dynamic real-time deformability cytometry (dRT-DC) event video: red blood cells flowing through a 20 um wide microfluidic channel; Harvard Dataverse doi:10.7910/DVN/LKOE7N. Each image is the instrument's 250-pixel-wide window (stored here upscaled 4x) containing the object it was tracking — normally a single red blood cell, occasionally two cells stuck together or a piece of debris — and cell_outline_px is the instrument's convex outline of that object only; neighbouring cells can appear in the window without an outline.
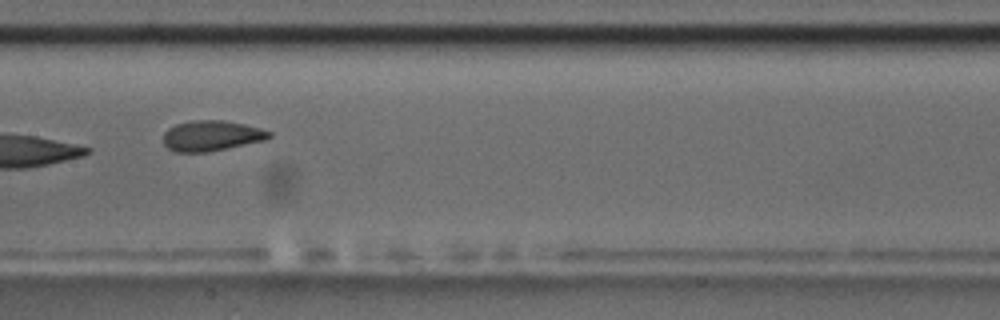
{"species": "common noctule bat (a hibernating species)", "species_latin": "Nyctalus noctula", "temperature_condition": "room temperature", "stored_images_in_passage": 7, "camera_frame_rate_fps": 3000, "um_per_image_px": 0.085, "animal": {"sex": "male", "body_mass_g": 17.5, "forearm_length_mm": 52.3}, "frame": {"image": 1, "passage_image": 7, "time_ms": 6.667, "image_size_px": [1000, 320], "cell_outline_px": [[272, 136], [264, 140], [228, 148], [208, 152], [176, 152], [168, 148], [164, 144], [164, 132], [168, 128], [176, 124], [192, 120], [224, 120], [244, 124], [260, 128], [272, 132]], "centroid_in_image_um": [17.97, 11.53], "position_along_channel_um": 189.4, "area_um2": 18.79}}